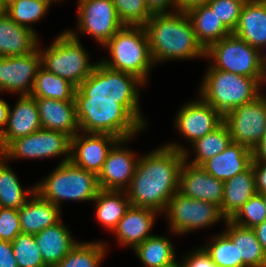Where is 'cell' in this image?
<instances>
[{
	"instance_id": "1",
	"label": "cell",
	"mask_w": 266,
	"mask_h": 267,
	"mask_svg": "<svg viewBox=\"0 0 266 267\" xmlns=\"http://www.w3.org/2000/svg\"><path fill=\"white\" fill-rule=\"evenodd\" d=\"M143 83L133 74L96 63L93 72L75 91L79 130L130 139L145 126L136 88Z\"/></svg>"
},
{
	"instance_id": "2",
	"label": "cell",
	"mask_w": 266,
	"mask_h": 267,
	"mask_svg": "<svg viewBox=\"0 0 266 267\" xmlns=\"http://www.w3.org/2000/svg\"><path fill=\"white\" fill-rule=\"evenodd\" d=\"M185 149L168 144L138 158L129 189L124 190L131 206L165 211L169 200L179 189V174L185 162Z\"/></svg>"
},
{
	"instance_id": "3",
	"label": "cell",
	"mask_w": 266,
	"mask_h": 267,
	"mask_svg": "<svg viewBox=\"0 0 266 267\" xmlns=\"http://www.w3.org/2000/svg\"><path fill=\"white\" fill-rule=\"evenodd\" d=\"M144 28L153 63L205 56L186 12L152 14Z\"/></svg>"
},
{
	"instance_id": "4",
	"label": "cell",
	"mask_w": 266,
	"mask_h": 267,
	"mask_svg": "<svg viewBox=\"0 0 266 267\" xmlns=\"http://www.w3.org/2000/svg\"><path fill=\"white\" fill-rule=\"evenodd\" d=\"M99 190L97 175L73 164L68 154L44 182L35 185L44 200L58 207L62 199L94 200Z\"/></svg>"
},
{
	"instance_id": "5",
	"label": "cell",
	"mask_w": 266,
	"mask_h": 267,
	"mask_svg": "<svg viewBox=\"0 0 266 267\" xmlns=\"http://www.w3.org/2000/svg\"><path fill=\"white\" fill-rule=\"evenodd\" d=\"M201 99L223 116L259 97V81L210 67L201 86Z\"/></svg>"
},
{
	"instance_id": "6",
	"label": "cell",
	"mask_w": 266,
	"mask_h": 267,
	"mask_svg": "<svg viewBox=\"0 0 266 267\" xmlns=\"http://www.w3.org/2000/svg\"><path fill=\"white\" fill-rule=\"evenodd\" d=\"M104 46L109 48L113 58L102 64L133 74L143 82L146 80L149 68L154 63L144 26H124Z\"/></svg>"
},
{
	"instance_id": "7",
	"label": "cell",
	"mask_w": 266,
	"mask_h": 267,
	"mask_svg": "<svg viewBox=\"0 0 266 267\" xmlns=\"http://www.w3.org/2000/svg\"><path fill=\"white\" fill-rule=\"evenodd\" d=\"M41 66L78 87L95 69L75 32L59 35L44 52L40 51Z\"/></svg>"
},
{
	"instance_id": "8",
	"label": "cell",
	"mask_w": 266,
	"mask_h": 267,
	"mask_svg": "<svg viewBox=\"0 0 266 267\" xmlns=\"http://www.w3.org/2000/svg\"><path fill=\"white\" fill-rule=\"evenodd\" d=\"M259 51L233 33L213 43L205 50V57L215 61L214 69L232 72L258 81L264 75L259 61Z\"/></svg>"
},
{
	"instance_id": "9",
	"label": "cell",
	"mask_w": 266,
	"mask_h": 267,
	"mask_svg": "<svg viewBox=\"0 0 266 267\" xmlns=\"http://www.w3.org/2000/svg\"><path fill=\"white\" fill-rule=\"evenodd\" d=\"M223 122L232 142L253 149L266 133V97L259 94L252 102L230 110L223 116Z\"/></svg>"
},
{
	"instance_id": "10",
	"label": "cell",
	"mask_w": 266,
	"mask_h": 267,
	"mask_svg": "<svg viewBox=\"0 0 266 267\" xmlns=\"http://www.w3.org/2000/svg\"><path fill=\"white\" fill-rule=\"evenodd\" d=\"M165 210L172 232L176 234L205 227L225 218L216 204L186 197L179 191L169 200Z\"/></svg>"
},
{
	"instance_id": "11",
	"label": "cell",
	"mask_w": 266,
	"mask_h": 267,
	"mask_svg": "<svg viewBox=\"0 0 266 267\" xmlns=\"http://www.w3.org/2000/svg\"><path fill=\"white\" fill-rule=\"evenodd\" d=\"M71 137L63 132L40 129L27 136L11 141L0 156L7 158H42L71 154Z\"/></svg>"
},
{
	"instance_id": "12",
	"label": "cell",
	"mask_w": 266,
	"mask_h": 267,
	"mask_svg": "<svg viewBox=\"0 0 266 267\" xmlns=\"http://www.w3.org/2000/svg\"><path fill=\"white\" fill-rule=\"evenodd\" d=\"M80 31L105 45L124 25L111 0H79Z\"/></svg>"
},
{
	"instance_id": "13",
	"label": "cell",
	"mask_w": 266,
	"mask_h": 267,
	"mask_svg": "<svg viewBox=\"0 0 266 267\" xmlns=\"http://www.w3.org/2000/svg\"><path fill=\"white\" fill-rule=\"evenodd\" d=\"M40 67L39 49L27 55L0 57V90L30 95Z\"/></svg>"
},
{
	"instance_id": "14",
	"label": "cell",
	"mask_w": 266,
	"mask_h": 267,
	"mask_svg": "<svg viewBox=\"0 0 266 267\" xmlns=\"http://www.w3.org/2000/svg\"><path fill=\"white\" fill-rule=\"evenodd\" d=\"M183 153L185 162L179 174L178 191L186 197L211 202L221 208L224 182L210 175L202 166L187 164V151Z\"/></svg>"
},
{
	"instance_id": "15",
	"label": "cell",
	"mask_w": 266,
	"mask_h": 267,
	"mask_svg": "<svg viewBox=\"0 0 266 267\" xmlns=\"http://www.w3.org/2000/svg\"><path fill=\"white\" fill-rule=\"evenodd\" d=\"M119 140L107 133H89L85 138L77 133L71 138L70 161L98 175L111 146Z\"/></svg>"
},
{
	"instance_id": "16",
	"label": "cell",
	"mask_w": 266,
	"mask_h": 267,
	"mask_svg": "<svg viewBox=\"0 0 266 267\" xmlns=\"http://www.w3.org/2000/svg\"><path fill=\"white\" fill-rule=\"evenodd\" d=\"M127 140H119L109 150L103 167L97 175L100 189L123 191L126 185H130L139 160H135L134 154L129 150L127 151L117 146L118 144L126 143Z\"/></svg>"
},
{
	"instance_id": "17",
	"label": "cell",
	"mask_w": 266,
	"mask_h": 267,
	"mask_svg": "<svg viewBox=\"0 0 266 267\" xmlns=\"http://www.w3.org/2000/svg\"><path fill=\"white\" fill-rule=\"evenodd\" d=\"M223 123V115L203 99L185 105L177 115L176 127L191 143Z\"/></svg>"
},
{
	"instance_id": "18",
	"label": "cell",
	"mask_w": 266,
	"mask_h": 267,
	"mask_svg": "<svg viewBox=\"0 0 266 267\" xmlns=\"http://www.w3.org/2000/svg\"><path fill=\"white\" fill-rule=\"evenodd\" d=\"M7 125L0 137V152L16 138L42 129L35 98L30 95H21L12 112L9 107Z\"/></svg>"
},
{
	"instance_id": "19",
	"label": "cell",
	"mask_w": 266,
	"mask_h": 267,
	"mask_svg": "<svg viewBox=\"0 0 266 267\" xmlns=\"http://www.w3.org/2000/svg\"><path fill=\"white\" fill-rule=\"evenodd\" d=\"M34 98L37 102L42 129L60 131L71 138L80 131L78 130L75 101Z\"/></svg>"
},
{
	"instance_id": "20",
	"label": "cell",
	"mask_w": 266,
	"mask_h": 267,
	"mask_svg": "<svg viewBox=\"0 0 266 267\" xmlns=\"http://www.w3.org/2000/svg\"><path fill=\"white\" fill-rule=\"evenodd\" d=\"M252 162V149L231 142L225 150L206 160L201 166L213 177L225 182L244 172Z\"/></svg>"
},
{
	"instance_id": "21",
	"label": "cell",
	"mask_w": 266,
	"mask_h": 267,
	"mask_svg": "<svg viewBox=\"0 0 266 267\" xmlns=\"http://www.w3.org/2000/svg\"><path fill=\"white\" fill-rule=\"evenodd\" d=\"M233 34L258 50L266 45V0H246Z\"/></svg>"
},
{
	"instance_id": "22",
	"label": "cell",
	"mask_w": 266,
	"mask_h": 267,
	"mask_svg": "<svg viewBox=\"0 0 266 267\" xmlns=\"http://www.w3.org/2000/svg\"><path fill=\"white\" fill-rule=\"evenodd\" d=\"M37 36L32 28L15 23L7 14L0 18V57L31 54L37 50Z\"/></svg>"
},
{
	"instance_id": "23",
	"label": "cell",
	"mask_w": 266,
	"mask_h": 267,
	"mask_svg": "<svg viewBox=\"0 0 266 267\" xmlns=\"http://www.w3.org/2000/svg\"><path fill=\"white\" fill-rule=\"evenodd\" d=\"M31 200L18 209L21 232L36 235L60 221V207L44 200L36 191Z\"/></svg>"
},
{
	"instance_id": "24",
	"label": "cell",
	"mask_w": 266,
	"mask_h": 267,
	"mask_svg": "<svg viewBox=\"0 0 266 267\" xmlns=\"http://www.w3.org/2000/svg\"><path fill=\"white\" fill-rule=\"evenodd\" d=\"M156 212L149 208L130 206L114 229L119 242L135 248L152 236L149 231Z\"/></svg>"
},
{
	"instance_id": "25",
	"label": "cell",
	"mask_w": 266,
	"mask_h": 267,
	"mask_svg": "<svg viewBox=\"0 0 266 267\" xmlns=\"http://www.w3.org/2000/svg\"><path fill=\"white\" fill-rule=\"evenodd\" d=\"M34 238L48 267L59 263L77 244L61 220L40 231Z\"/></svg>"
},
{
	"instance_id": "26",
	"label": "cell",
	"mask_w": 266,
	"mask_h": 267,
	"mask_svg": "<svg viewBox=\"0 0 266 267\" xmlns=\"http://www.w3.org/2000/svg\"><path fill=\"white\" fill-rule=\"evenodd\" d=\"M256 193L255 177L251 165L244 172L238 173L231 179L225 181L220 208L225 220H230Z\"/></svg>"
},
{
	"instance_id": "27",
	"label": "cell",
	"mask_w": 266,
	"mask_h": 267,
	"mask_svg": "<svg viewBox=\"0 0 266 267\" xmlns=\"http://www.w3.org/2000/svg\"><path fill=\"white\" fill-rule=\"evenodd\" d=\"M186 13L192 23L198 42L205 50L232 33L207 3L193 7Z\"/></svg>"
},
{
	"instance_id": "28",
	"label": "cell",
	"mask_w": 266,
	"mask_h": 267,
	"mask_svg": "<svg viewBox=\"0 0 266 267\" xmlns=\"http://www.w3.org/2000/svg\"><path fill=\"white\" fill-rule=\"evenodd\" d=\"M228 230L224 232L234 243H237L238 260L247 267H265L266 253L256 234L251 228H244L226 220Z\"/></svg>"
},
{
	"instance_id": "29",
	"label": "cell",
	"mask_w": 266,
	"mask_h": 267,
	"mask_svg": "<svg viewBox=\"0 0 266 267\" xmlns=\"http://www.w3.org/2000/svg\"><path fill=\"white\" fill-rule=\"evenodd\" d=\"M122 193V191L100 189L94 199L97 204L96 217L107 229L114 230L131 206L128 197L123 200Z\"/></svg>"
},
{
	"instance_id": "30",
	"label": "cell",
	"mask_w": 266,
	"mask_h": 267,
	"mask_svg": "<svg viewBox=\"0 0 266 267\" xmlns=\"http://www.w3.org/2000/svg\"><path fill=\"white\" fill-rule=\"evenodd\" d=\"M76 88L68 80L40 67L30 96L62 101H75Z\"/></svg>"
},
{
	"instance_id": "31",
	"label": "cell",
	"mask_w": 266,
	"mask_h": 267,
	"mask_svg": "<svg viewBox=\"0 0 266 267\" xmlns=\"http://www.w3.org/2000/svg\"><path fill=\"white\" fill-rule=\"evenodd\" d=\"M134 251L147 267H169L176 263L174 248L165 237L152 235Z\"/></svg>"
},
{
	"instance_id": "32",
	"label": "cell",
	"mask_w": 266,
	"mask_h": 267,
	"mask_svg": "<svg viewBox=\"0 0 266 267\" xmlns=\"http://www.w3.org/2000/svg\"><path fill=\"white\" fill-rule=\"evenodd\" d=\"M0 158V207L19 209L27 201L26 194L35 193V187L25 192L15 173L4 163L3 156Z\"/></svg>"
},
{
	"instance_id": "33",
	"label": "cell",
	"mask_w": 266,
	"mask_h": 267,
	"mask_svg": "<svg viewBox=\"0 0 266 267\" xmlns=\"http://www.w3.org/2000/svg\"><path fill=\"white\" fill-rule=\"evenodd\" d=\"M231 142L229 129L223 122L215 130L192 143L197 154L191 164L201 166L206 160L225 150Z\"/></svg>"
},
{
	"instance_id": "34",
	"label": "cell",
	"mask_w": 266,
	"mask_h": 267,
	"mask_svg": "<svg viewBox=\"0 0 266 267\" xmlns=\"http://www.w3.org/2000/svg\"><path fill=\"white\" fill-rule=\"evenodd\" d=\"M105 254L102 243H77L76 246L53 267H98Z\"/></svg>"
},
{
	"instance_id": "35",
	"label": "cell",
	"mask_w": 266,
	"mask_h": 267,
	"mask_svg": "<svg viewBox=\"0 0 266 267\" xmlns=\"http://www.w3.org/2000/svg\"><path fill=\"white\" fill-rule=\"evenodd\" d=\"M51 1L53 0H7V15L15 23L31 28L29 23L44 16Z\"/></svg>"
},
{
	"instance_id": "36",
	"label": "cell",
	"mask_w": 266,
	"mask_h": 267,
	"mask_svg": "<svg viewBox=\"0 0 266 267\" xmlns=\"http://www.w3.org/2000/svg\"><path fill=\"white\" fill-rule=\"evenodd\" d=\"M212 244L203 248L218 267H247L238 260L237 243L225 233L215 237Z\"/></svg>"
},
{
	"instance_id": "37",
	"label": "cell",
	"mask_w": 266,
	"mask_h": 267,
	"mask_svg": "<svg viewBox=\"0 0 266 267\" xmlns=\"http://www.w3.org/2000/svg\"><path fill=\"white\" fill-rule=\"evenodd\" d=\"M11 243L18 267H48L43 261L34 235L20 233Z\"/></svg>"
},
{
	"instance_id": "38",
	"label": "cell",
	"mask_w": 266,
	"mask_h": 267,
	"mask_svg": "<svg viewBox=\"0 0 266 267\" xmlns=\"http://www.w3.org/2000/svg\"><path fill=\"white\" fill-rule=\"evenodd\" d=\"M265 220L266 203L263 194L259 193L254 194L230 219L238 226L251 229Z\"/></svg>"
},
{
	"instance_id": "39",
	"label": "cell",
	"mask_w": 266,
	"mask_h": 267,
	"mask_svg": "<svg viewBox=\"0 0 266 267\" xmlns=\"http://www.w3.org/2000/svg\"><path fill=\"white\" fill-rule=\"evenodd\" d=\"M124 26H144L152 14L145 0H111Z\"/></svg>"
},
{
	"instance_id": "40",
	"label": "cell",
	"mask_w": 266,
	"mask_h": 267,
	"mask_svg": "<svg viewBox=\"0 0 266 267\" xmlns=\"http://www.w3.org/2000/svg\"><path fill=\"white\" fill-rule=\"evenodd\" d=\"M246 0H209L207 4L221 22L233 33Z\"/></svg>"
},
{
	"instance_id": "41",
	"label": "cell",
	"mask_w": 266,
	"mask_h": 267,
	"mask_svg": "<svg viewBox=\"0 0 266 267\" xmlns=\"http://www.w3.org/2000/svg\"><path fill=\"white\" fill-rule=\"evenodd\" d=\"M21 232L18 209L0 208V240L12 242Z\"/></svg>"
},
{
	"instance_id": "42",
	"label": "cell",
	"mask_w": 266,
	"mask_h": 267,
	"mask_svg": "<svg viewBox=\"0 0 266 267\" xmlns=\"http://www.w3.org/2000/svg\"><path fill=\"white\" fill-rule=\"evenodd\" d=\"M198 250L186 258L182 267H218L203 248Z\"/></svg>"
},
{
	"instance_id": "43",
	"label": "cell",
	"mask_w": 266,
	"mask_h": 267,
	"mask_svg": "<svg viewBox=\"0 0 266 267\" xmlns=\"http://www.w3.org/2000/svg\"><path fill=\"white\" fill-rule=\"evenodd\" d=\"M0 267H18L10 241L0 240Z\"/></svg>"
},
{
	"instance_id": "44",
	"label": "cell",
	"mask_w": 266,
	"mask_h": 267,
	"mask_svg": "<svg viewBox=\"0 0 266 267\" xmlns=\"http://www.w3.org/2000/svg\"><path fill=\"white\" fill-rule=\"evenodd\" d=\"M261 162H251L253 168V173L255 177V187L259 194L266 193V163Z\"/></svg>"
},
{
	"instance_id": "45",
	"label": "cell",
	"mask_w": 266,
	"mask_h": 267,
	"mask_svg": "<svg viewBox=\"0 0 266 267\" xmlns=\"http://www.w3.org/2000/svg\"><path fill=\"white\" fill-rule=\"evenodd\" d=\"M145 4L151 14H162L167 13L168 5L176 7V0H145Z\"/></svg>"
},
{
	"instance_id": "46",
	"label": "cell",
	"mask_w": 266,
	"mask_h": 267,
	"mask_svg": "<svg viewBox=\"0 0 266 267\" xmlns=\"http://www.w3.org/2000/svg\"><path fill=\"white\" fill-rule=\"evenodd\" d=\"M252 162L266 163V133L252 149Z\"/></svg>"
},
{
	"instance_id": "47",
	"label": "cell",
	"mask_w": 266,
	"mask_h": 267,
	"mask_svg": "<svg viewBox=\"0 0 266 267\" xmlns=\"http://www.w3.org/2000/svg\"><path fill=\"white\" fill-rule=\"evenodd\" d=\"M209 0H176V9L177 11L187 12L189 9L204 5Z\"/></svg>"
},
{
	"instance_id": "48",
	"label": "cell",
	"mask_w": 266,
	"mask_h": 267,
	"mask_svg": "<svg viewBox=\"0 0 266 267\" xmlns=\"http://www.w3.org/2000/svg\"><path fill=\"white\" fill-rule=\"evenodd\" d=\"M257 239L262 245L264 252L266 253V220L253 228Z\"/></svg>"
},
{
	"instance_id": "49",
	"label": "cell",
	"mask_w": 266,
	"mask_h": 267,
	"mask_svg": "<svg viewBox=\"0 0 266 267\" xmlns=\"http://www.w3.org/2000/svg\"><path fill=\"white\" fill-rule=\"evenodd\" d=\"M9 106L6 101L0 99V137L3 135L5 128L3 125H7Z\"/></svg>"
},
{
	"instance_id": "50",
	"label": "cell",
	"mask_w": 266,
	"mask_h": 267,
	"mask_svg": "<svg viewBox=\"0 0 266 267\" xmlns=\"http://www.w3.org/2000/svg\"><path fill=\"white\" fill-rule=\"evenodd\" d=\"M7 14V0H0V18Z\"/></svg>"
},
{
	"instance_id": "51",
	"label": "cell",
	"mask_w": 266,
	"mask_h": 267,
	"mask_svg": "<svg viewBox=\"0 0 266 267\" xmlns=\"http://www.w3.org/2000/svg\"><path fill=\"white\" fill-rule=\"evenodd\" d=\"M259 61L261 63V67L265 69L266 68V56L262 57L261 54H259Z\"/></svg>"
},
{
	"instance_id": "52",
	"label": "cell",
	"mask_w": 266,
	"mask_h": 267,
	"mask_svg": "<svg viewBox=\"0 0 266 267\" xmlns=\"http://www.w3.org/2000/svg\"><path fill=\"white\" fill-rule=\"evenodd\" d=\"M266 80V68L264 69V75H263V77L260 79V81H259V86H261L260 84L262 83V82H264Z\"/></svg>"
},
{
	"instance_id": "53",
	"label": "cell",
	"mask_w": 266,
	"mask_h": 267,
	"mask_svg": "<svg viewBox=\"0 0 266 267\" xmlns=\"http://www.w3.org/2000/svg\"><path fill=\"white\" fill-rule=\"evenodd\" d=\"M169 267H182V264H178L177 262L175 264H173L172 266H169Z\"/></svg>"
},
{
	"instance_id": "54",
	"label": "cell",
	"mask_w": 266,
	"mask_h": 267,
	"mask_svg": "<svg viewBox=\"0 0 266 267\" xmlns=\"http://www.w3.org/2000/svg\"><path fill=\"white\" fill-rule=\"evenodd\" d=\"M263 197H264L265 203H266V193L263 194Z\"/></svg>"
}]
</instances>
